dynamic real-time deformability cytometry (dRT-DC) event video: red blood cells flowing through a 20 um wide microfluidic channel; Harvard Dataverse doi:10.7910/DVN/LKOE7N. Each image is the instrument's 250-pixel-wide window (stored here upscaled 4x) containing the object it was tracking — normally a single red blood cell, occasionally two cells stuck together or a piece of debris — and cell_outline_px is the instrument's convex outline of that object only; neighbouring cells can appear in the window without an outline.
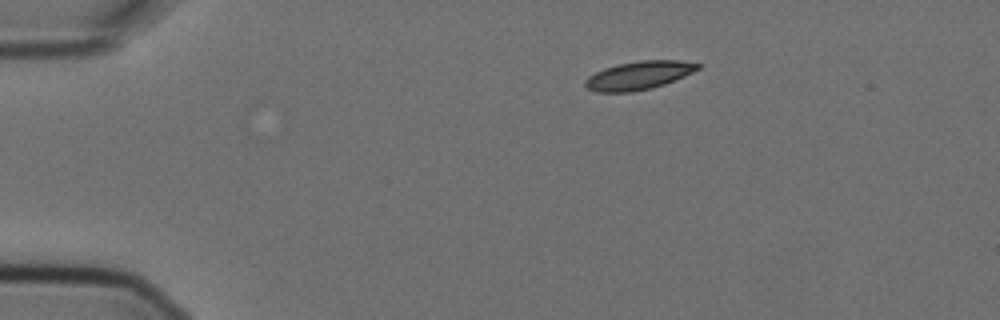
{"species": "Egyptian fruit bat (a non-hibernating species)", "species_latin": "Rousettus aegyptiacus", "temperature_condition": "cold", "stored_images_in_passage": 3, "camera_frame_rate_fps": 3000, "um_per_image_px": 0.085, "animal": {"sex": "female"}, "frame": {"image": 1, "passage_image": 1, "time_ms": 0.0, "image_size_px": [1000, 320], "cell_outline_px": [[700, 68], [684, 76], [664, 84], [652, 88], [628, 92], [596, 92], [588, 88], [584, 84], [584, 80], [588, 76], [604, 68], [620, 64], [640, 60], [680, 60], [700, 64]], "centroid_in_image_um": [54.28, 6.41], "position_along_channel_um": 30.7, "area_um2": 18.44}}